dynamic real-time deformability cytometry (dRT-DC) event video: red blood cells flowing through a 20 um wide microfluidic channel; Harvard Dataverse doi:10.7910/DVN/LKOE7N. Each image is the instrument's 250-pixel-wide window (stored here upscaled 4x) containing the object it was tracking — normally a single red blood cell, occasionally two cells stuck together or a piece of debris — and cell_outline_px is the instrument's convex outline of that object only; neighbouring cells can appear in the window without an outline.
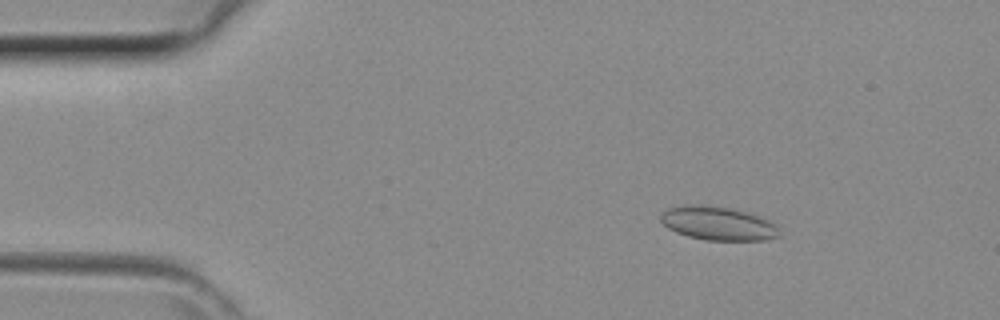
{"species": "common noctule bat (a hibernating species)", "species_latin": "Nyctalus noctula", "temperature_condition": "room temperature", "stored_images_in_passage": 41, "camera_frame_rate_fps": 3000, "um_per_image_px": 0.085, "animal": {"sex": "female", "body_mass_g": 29.2, "forearm_length_mm": 56.3}, "frame": {"image": 1, "passage_image": 5, "time_ms": 1.333, "image_size_px": [1000, 320], "cell_outline_px": [[780, 236], [764, 240], [704, 240], [688, 236], [676, 232], [668, 228], [660, 220], [660, 216], [668, 208], [684, 204], [704, 204], [728, 208], [748, 212], [768, 220], [776, 224]], "centroid_in_image_um": [61.01, 18.98], "position_along_channel_um": 24.0, "area_um2": 23.29}}
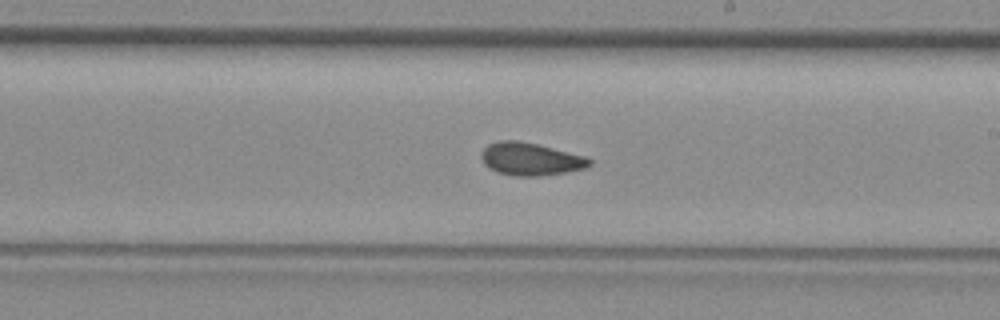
{"frame": {"image": 2, "passage_image": 23, "time_ms": 7.333, "image_size_px": [1000, 320], "cell_outline_px": [[592, 164], [584, 168], [564, 172], [540, 176], [516, 176], [496, 172], [488, 168], [484, 164], [480, 156], [480, 152], [488, 144], [500, 140], [516, 140], [536, 144], [584, 156], [592, 160]], "centroid_in_image_um": [45.04, 13.52], "position_along_channel_um": 244.0, "area_um2": 20.52}}
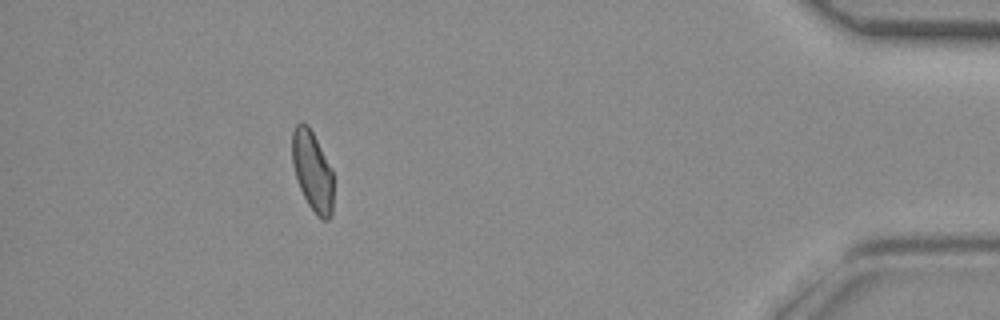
{"frame": {"image": 3, "passage_image": 37, "time_ms": 12.0, "image_size_px": [1000, 320], "cell_outline_px": [[332, 212], [328, 220], [324, 220], [316, 216], [308, 204], [296, 180], [292, 164], [292, 132], [296, 124], [308, 124], [332, 168]], "centroid_in_image_um": [26.54, 14.55], "position_along_channel_um": 408.7, "area_um2": 19.19}}